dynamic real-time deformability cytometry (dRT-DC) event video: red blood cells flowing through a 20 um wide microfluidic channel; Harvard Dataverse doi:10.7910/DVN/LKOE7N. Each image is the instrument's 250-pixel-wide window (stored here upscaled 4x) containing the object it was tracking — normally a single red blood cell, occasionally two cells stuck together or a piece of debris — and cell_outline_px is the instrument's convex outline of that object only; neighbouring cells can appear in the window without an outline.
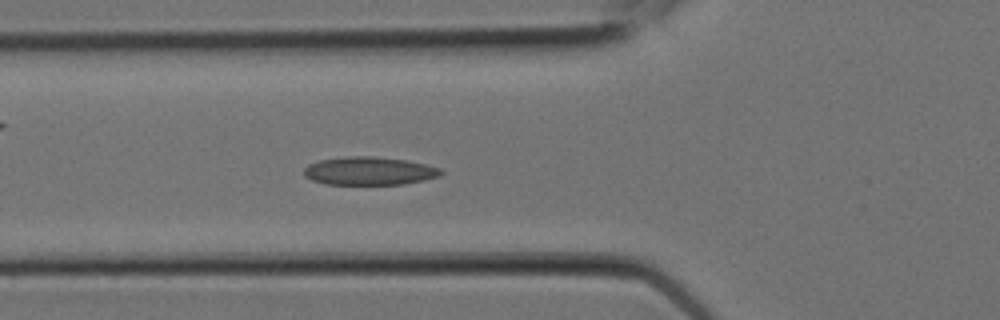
{"species": "Egyptian fruit bat (a non-hibernating species)", "species_latin": "Rousettus aegyptiacus", "temperature_condition": "room temperature", "stored_images_in_passage": 5, "camera_frame_rate_fps": 3000, "um_per_image_px": 0.085, "animal": {"sex": "female"}, "frame": {"image": 1, "passage_image": 5, "time_ms": 1.333, "image_size_px": [1000, 320], "cell_outline_px": [[444, 172], [440, 176], [424, 180], [404, 184], [324, 184], [312, 180], [304, 176], [304, 168], [308, 164], [320, 160], [348, 156], [372, 156], [408, 160], [440, 168]], "centroid_in_image_um": [31.39, 14.53], "position_along_channel_um": 94.4, "area_um2": 22.54}}